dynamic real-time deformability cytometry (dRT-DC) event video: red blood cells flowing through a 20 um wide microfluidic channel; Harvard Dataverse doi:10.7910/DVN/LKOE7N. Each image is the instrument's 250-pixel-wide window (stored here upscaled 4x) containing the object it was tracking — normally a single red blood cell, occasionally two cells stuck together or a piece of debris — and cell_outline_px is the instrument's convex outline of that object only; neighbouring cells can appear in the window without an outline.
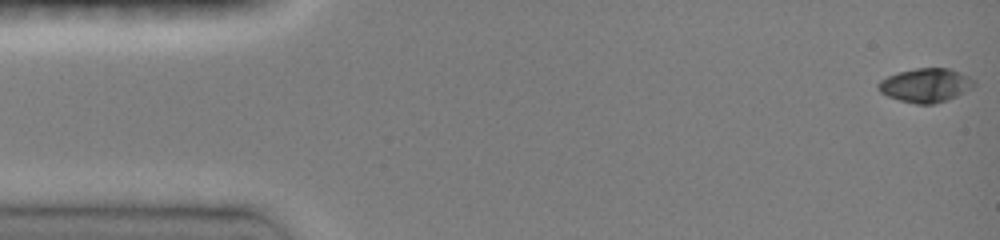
{"species": "common noctule bat (a hibernating species)", "species_latin": "Nyctalus noctula", "temperature_condition": "room temperature", "stored_images_in_passage": 19, "camera_frame_rate_fps": 3000, "um_per_image_px": 0.085, "animal": {"sex": "female", "body_mass_g": 19.0, "forearm_length_mm": 51.5}, "frame": {"image": 1, "passage_image": 1, "time_ms": 0.0, "image_size_px": [1000, 240], "cell_outline_px": [[976, 84], [972, 88], [956, 96], [932, 104], [916, 104], [900, 100], [888, 96], [880, 92], [876, 88], [876, 84], [880, 80], [888, 76], [900, 72], [916, 68], [948, 68], [960, 72], [976, 80]], "centroid_in_image_um": [78.67, 7.24], "position_along_channel_um": 6.3, "area_um2": 18.84}}
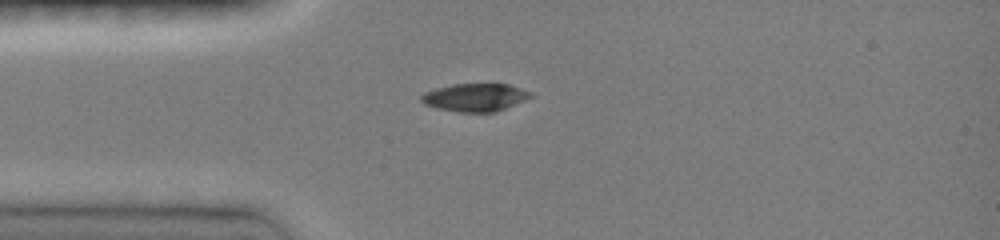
{"frame": {"image": 2, "passage_image": 16, "time_ms": 3.667, "image_size_px": [1000, 240], "cell_outline_px": [[532, 96], [524, 100], [496, 112], [460, 112], [436, 108], [424, 104], [420, 100], [420, 96], [424, 92], [436, 88], [452, 84], [508, 84], [532, 92]], "centroid_in_image_um": [40.35, 8.28], "position_along_channel_um": 44.7, "area_um2": 17.74}}